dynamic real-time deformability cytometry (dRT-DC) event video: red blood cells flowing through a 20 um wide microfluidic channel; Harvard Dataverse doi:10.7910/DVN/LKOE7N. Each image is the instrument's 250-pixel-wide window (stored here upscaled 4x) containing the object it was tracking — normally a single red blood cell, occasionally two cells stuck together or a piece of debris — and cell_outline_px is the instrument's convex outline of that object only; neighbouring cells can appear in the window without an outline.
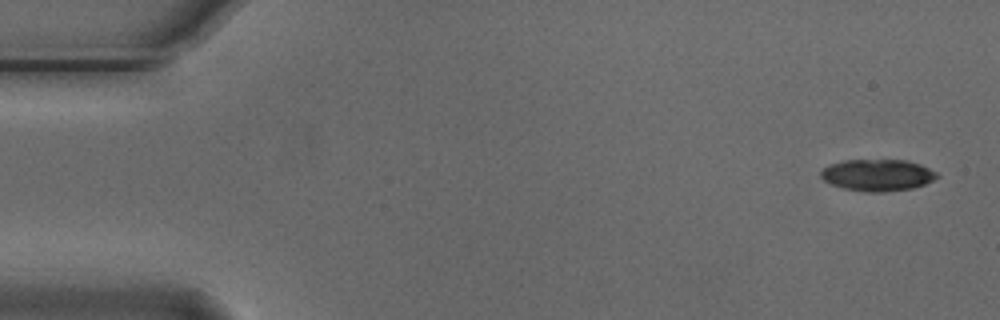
{"species": "Egyptian fruit bat (a non-hibernating species)", "species_latin": "Rousettus aegyptiacus", "temperature_condition": "cold", "stored_images_in_passage": 5, "camera_frame_rate_fps": 3000, "um_per_image_px": 0.085, "animal": {"sex": "male"}, "frame": {"image": 1, "passage_image": 1, "time_ms": 0.0, "image_size_px": [1000, 320], "cell_outline_px": [[940, 176], [924, 184], [912, 188], [884, 192], [864, 192], [844, 188], [832, 184], [824, 180], [820, 176], [820, 172], [828, 164], [844, 160], [908, 160], [920, 164], [936, 172]], "centroid_in_image_um": [74.58, 14.88], "position_along_channel_um": 10.4, "area_um2": 21.44}}
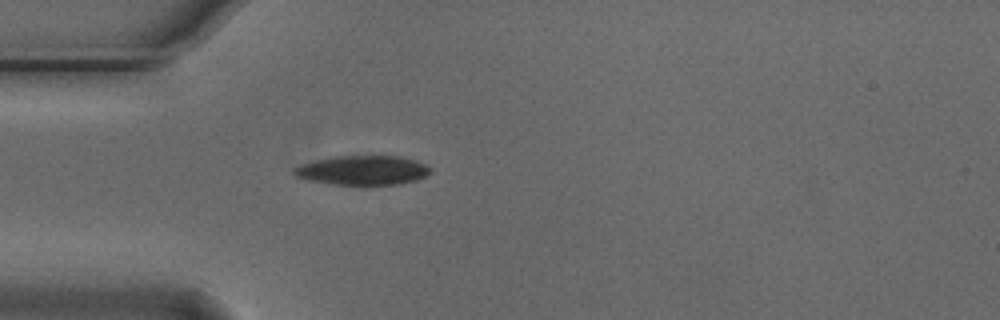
{"frame": {"image": 2, "passage_image": 5, "time_ms": 1.333, "image_size_px": [1000, 320], "cell_outline_px": [[432, 172], [416, 180], [396, 184], [364, 188], [360, 188], [332, 184], [308, 180], [296, 176], [292, 172], [300, 164], [316, 160], [336, 156], [400, 156], [416, 160], [432, 168]], "centroid_in_image_um": [30.85, 14.51], "position_along_channel_um": 54.2, "area_um2": 24.1}}